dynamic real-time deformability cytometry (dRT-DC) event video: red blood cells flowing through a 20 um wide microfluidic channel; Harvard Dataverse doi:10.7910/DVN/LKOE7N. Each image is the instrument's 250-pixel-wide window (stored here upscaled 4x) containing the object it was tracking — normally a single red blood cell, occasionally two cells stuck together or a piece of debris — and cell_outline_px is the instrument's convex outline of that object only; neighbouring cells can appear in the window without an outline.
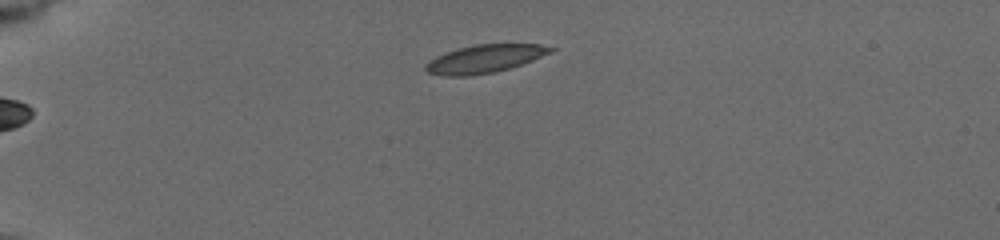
{"species": "common noctule bat (a hibernating species)", "species_latin": "Nyctalus noctula", "temperature_condition": "cold", "stored_images_in_passage": 21, "camera_frame_rate_fps": 3000, "um_per_image_px": 0.085, "animal": {"sex": "female", "body_mass_g": 19.5, "forearm_length_mm": 54.1}, "frame": {"image": 1, "passage_image": 1, "time_ms": 0.0, "image_size_px": [1000, 240], "cell_outline_px": [[556, 48], [552, 52], [532, 60], [496, 72], [468, 76], [444, 76], [428, 72], [424, 68], [424, 64], [428, 60], [436, 56], [456, 48], [472, 44], [540, 44]], "centroid_in_image_um": [41.15, 4.99], "position_along_channel_um": 43.9, "area_um2": 20.52}}
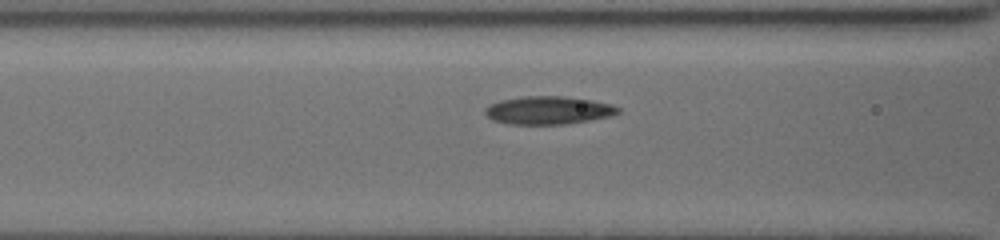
{"frame": {"image": 2, "passage_image": 10, "time_ms": 3.333, "image_size_px": [1000, 240], "cell_outline_px": [[620, 112], [608, 116], [588, 120], [564, 124], [508, 124], [492, 120], [484, 112], [484, 108], [488, 104], [500, 100], [524, 96], [564, 96], [592, 100], [612, 104], [620, 108]], "centroid_in_image_um": [46.56, 9.36], "position_along_channel_um": 120.0, "area_um2": 21.73}}
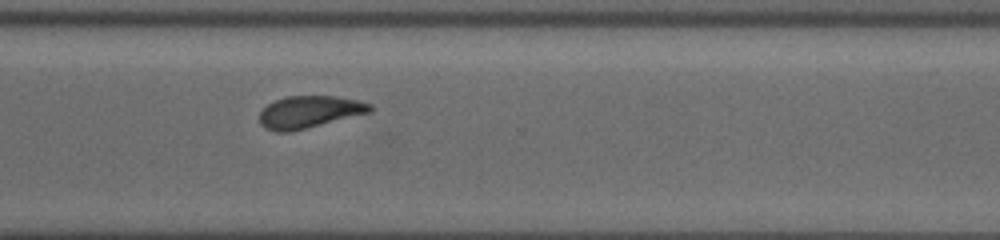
{"frame": {"image": 3, "passage_image": 21, "time_ms": 9.333, "image_size_px": [1000, 240], "cell_outline_px": [[372, 112], [292, 132], [276, 132], [264, 128], [260, 124], [260, 112], [268, 104], [276, 100], [288, 96], [336, 96], [360, 100], [372, 104]], "centroid_in_image_um": [26.32, 9.52], "position_along_channel_um": 344.3, "area_um2": 20.92}}